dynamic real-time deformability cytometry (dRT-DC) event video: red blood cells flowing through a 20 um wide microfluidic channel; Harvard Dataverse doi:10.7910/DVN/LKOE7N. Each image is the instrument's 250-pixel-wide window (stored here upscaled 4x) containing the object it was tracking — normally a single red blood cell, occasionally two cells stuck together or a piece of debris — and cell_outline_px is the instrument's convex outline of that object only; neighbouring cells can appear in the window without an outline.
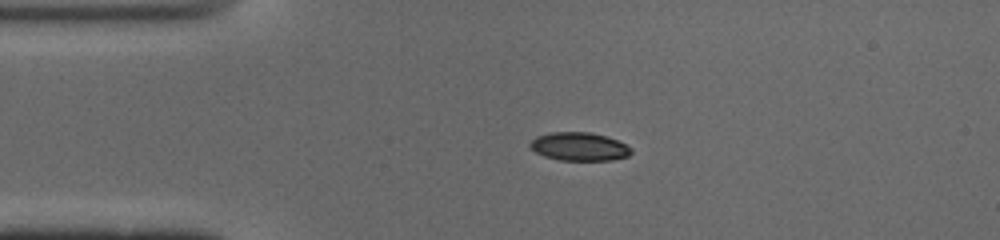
{"species": "common noctule bat (a hibernating species)", "species_latin": "Nyctalus noctula", "temperature_condition": "cold", "stored_images_in_passage": 12, "camera_frame_rate_fps": 3000, "um_per_image_px": 0.085, "animal": {"sex": "male", "body_mass_g": 19.0, "forearm_length_mm": 50.8}, "frame": {"image": 1, "passage_image": 10, "time_ms": 3.0, "image_size_px": [1000, 240], "cell_outline_px": [[628, 152], [620, 156], [592, 160], [580, 160], [556, 156], [548, 136], [600, 136], [612, 140], [620, 144]], "centroid_in_image_um": [49.8, 12.54], "position_along_channel_um": 35.2, "area_um2": 10.75}}